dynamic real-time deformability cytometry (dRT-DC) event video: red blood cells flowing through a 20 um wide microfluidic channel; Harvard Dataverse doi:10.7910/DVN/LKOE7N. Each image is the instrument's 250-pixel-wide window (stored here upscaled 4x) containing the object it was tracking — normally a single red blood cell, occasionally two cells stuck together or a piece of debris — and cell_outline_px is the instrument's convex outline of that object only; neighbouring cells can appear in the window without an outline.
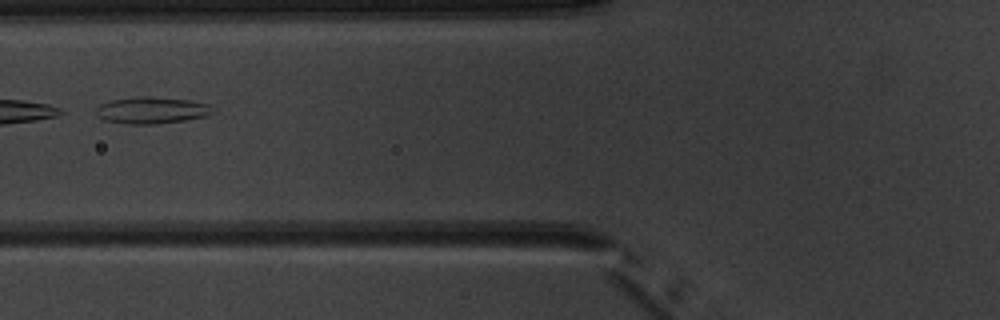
{"species": "common noctule bat (a hibernating species)", "species_latin": "Nyctalus noctula", "temperature_condition": "warm", "stored_images_in_passage": 8, "segment_of_instrument_passage": [2, 2], "camera_frame_rate_fps": 3000, "um_per_image_px": 0.085, "animal": {"sex": "male", "body_mass_g": 20.1, "forearm_length_mm": 53.5}, "frame": {"image": 1, "passage_image": 6, "time_ms": 6.333, "image_size_px": [1000, 320], "cell_outline_px": [[216, 112], [204, 116], [184, 120], [156, 124], [124, 124], [104, 120], [96, 116], [96, 108], [100, 104], [112, 100], [136, 96], [152, 96], [188, 100], [208, 104]], "centroid_in_image_um": [12.85, 9.37], "position_along_channel_um": 112.9, "area_um2": 18.26}}
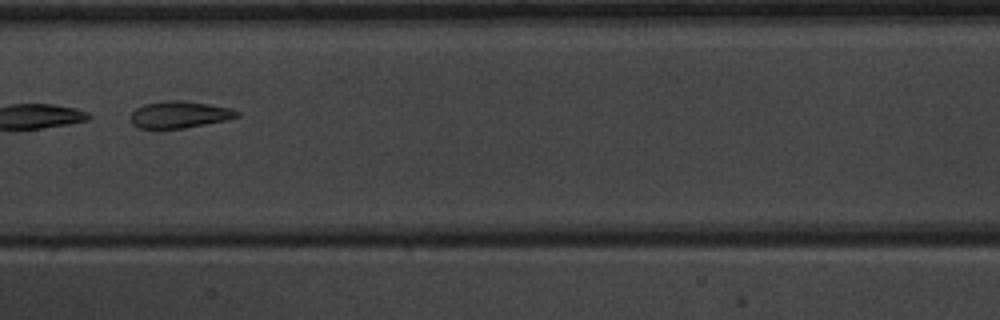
{"frame": {"image": 2, "passage_image": 8, "time_ms": 8.333, "image_size_px": [1000, 320], "cell_outline_px": [[240, 116], [224, 120], [184, 128], [140, 128], [132, 124], [132, 112], [136, 108], [144, 104], [164, 100], [184, 100], [232, 108], [240, 112]], "centroid_in_image_um": [15.27, 9.72], "position_along_channel_um": 192.1, "area_um2": 16.53}}